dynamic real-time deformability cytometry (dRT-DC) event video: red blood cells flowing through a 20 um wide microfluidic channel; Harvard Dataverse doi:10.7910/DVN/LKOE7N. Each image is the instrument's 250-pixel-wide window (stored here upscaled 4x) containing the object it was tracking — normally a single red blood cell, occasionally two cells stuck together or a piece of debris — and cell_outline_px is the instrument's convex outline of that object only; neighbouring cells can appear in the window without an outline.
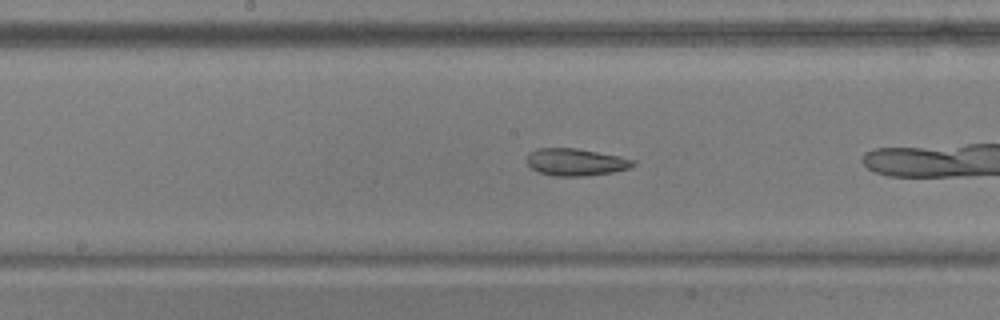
{"species": "common noctule bat (a hibernating species)", "species_latin": "Nyctalus noctula", "temperature_condition": "warm", "stored_images_in_passage": 37, "camera_frame_rate_fps": 3000, "um_per_image_px": 0.085, "animal": {"sex": "male", "body_mass_g": 17.9, "forearm_length_mm": 54.2}, "frame": {"image": 1, "passage_image": 11, "time_ms": 3.333, "image_size_px": [1000, 320], "cell_outline_px": [[636, 164], [628, 168], [612, 172], [584, 176], [556, 176], [540, 172], [532, 168], [528, 164], [528, 152], [536, 148], [576, 148], [620, 156], [636, 160]], "centroid_in_image_um": [48.95, 13.77], "position_along_channel_um": 199.2, "area_um2": 16.76}, "authors_computed_cell_mechanics": {"area_um2": 17.7446, "velocity_mm_per_s": 3.791, "shape_relaxation_time_tau1_ms": 6.2166, "shape_relaxation_time_tau2_ms": 1.8479, "deformation_change_tau1": 0.1385, "deformation_change_tau2": 0.066}}